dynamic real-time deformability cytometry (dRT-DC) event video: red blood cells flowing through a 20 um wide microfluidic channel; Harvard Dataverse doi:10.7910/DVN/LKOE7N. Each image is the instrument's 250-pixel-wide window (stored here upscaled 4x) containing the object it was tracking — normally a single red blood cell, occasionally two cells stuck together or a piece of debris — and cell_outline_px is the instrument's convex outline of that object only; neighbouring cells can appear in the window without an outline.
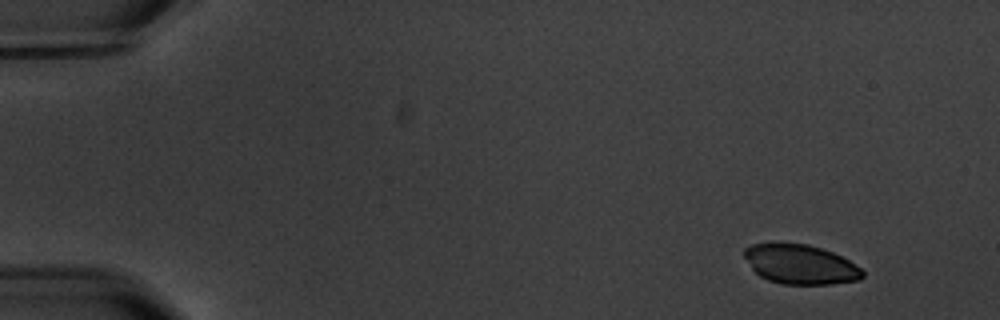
{"species": "common noctule bat (a hibernating species)", "species_latin": "Nyctalus noctula", "temperature_condition": "warm", "stored_images_in_passage": 4, "camera_frame_rate_fps": 3000, "um_per_image_px": 0.085, "animal": {"sex": "male", "body_mass_g": 20.1, "forearm_length_mm": 53.5}, "frame": {"image": 1, "passage_image": 1, "time_ms": 0.0, "image_size_px": [1000, 320], "cell_outline_px": [[864, 276], [860, 280], [832, 284], [780, 284], [768, 280], [760, 276], [752, 268], [744, 256], [744, 248], [752, 244], [808, 244], [832, 252], [848, 260], [860, 268], [864, 272]], "centroid_in_image_um": [68.04, 22.49], "position_along_channel_um": 17.0, "area_um2": 26.93}}